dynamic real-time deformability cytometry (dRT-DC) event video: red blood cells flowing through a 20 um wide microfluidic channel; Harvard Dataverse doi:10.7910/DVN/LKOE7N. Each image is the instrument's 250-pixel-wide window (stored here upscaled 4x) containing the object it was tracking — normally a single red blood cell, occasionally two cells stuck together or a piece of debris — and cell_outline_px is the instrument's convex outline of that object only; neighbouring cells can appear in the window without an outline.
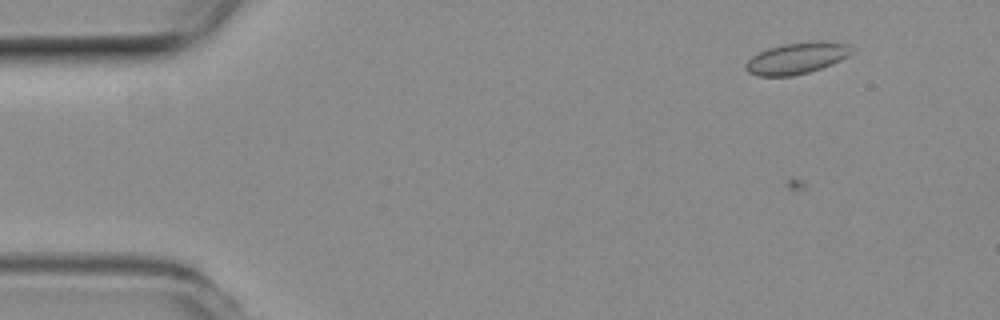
{"species": "common noctule bat (a hibernating species)", "species_latin": "Nyctalus noctula", "temperature_condition": "room temperature", "stored_images_in_passage": 30, "camera_frame_rate_fps": 3000, "um_per_image_px": 0.085, "animal": {"sex": "female", "body_mass_g": 19.3, "forearm_length_mm": 54.1}, "frame": {"image": 1, "passage_image": 8, "time_ms": 2.333, "image_size_px": [1000, 320], "cell_outline_px": [[852, 52], [848, 56], [832, 64], [808, 72], [792, 76], [756, 76], [748, 72], [744, 68], [744, 64], [752, 56], [768, 48], [784, 44], [816, 40], [820, 40], [848, 44]], "centroid_in_image_um": [67.69, 4.95], "position_along_channel_um": 17.3, "area_um2": 19.36}}